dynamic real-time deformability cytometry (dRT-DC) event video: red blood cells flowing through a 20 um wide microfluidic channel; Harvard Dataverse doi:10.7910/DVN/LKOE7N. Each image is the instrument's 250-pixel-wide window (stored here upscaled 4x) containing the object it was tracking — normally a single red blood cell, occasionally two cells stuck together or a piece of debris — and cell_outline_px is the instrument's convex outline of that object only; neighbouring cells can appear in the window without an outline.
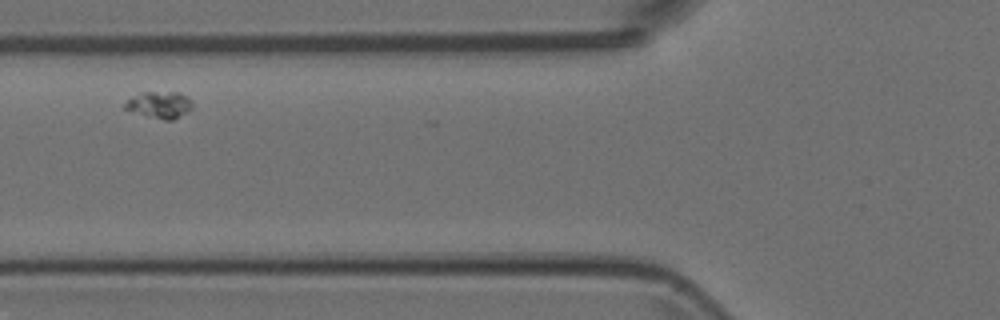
{"species": "Egyptian fruit bat (a non-hibernating species)", "species_latin": "Rousettus aegyptiacus", "temperature_condition": "room temperature", "stored_images_in_passage": 6, "camera_frame_rate_fps": 3000, "um_per_image_px": 0.085, "animal": {"sex": "female"}, "frame": {"image": 1, "passage_image": 2, "time_ms": 0.333, "image_size_px": [1000, 320], "cell_outline_px": [[192, 108], [188, 112], [172, 120], [164, 120], [144, 116], [120, 108], [128, 100], [140, 92], [180, 92], [192, 100]], "centroid_in_image_um": [13.54, 8.92], "position_along_channel_um": 112.3, "area_um2": 10.75}}
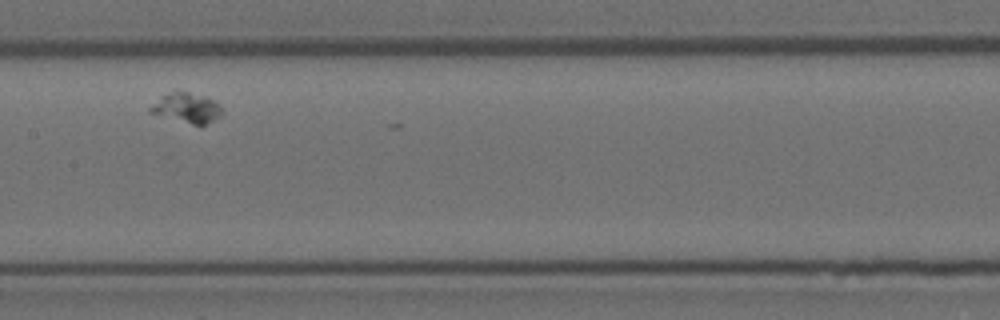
{"frame": {"image": 2, "passage_image": 4, "time_ms": 1.0, "image_size_px": [1000, 320], "cell_outline_px": [[224, 112], [220, 116], [204, 124], [192, 124], [148, 112], [148, 108], [160, 96], [172, 92], [188, 92], [208, 96], [216, 100], [224, 108]], "centroid_in_image_um": [15.92, 9.15], "position_along_channel_um": 191.5, "area_um2": 12.54}}
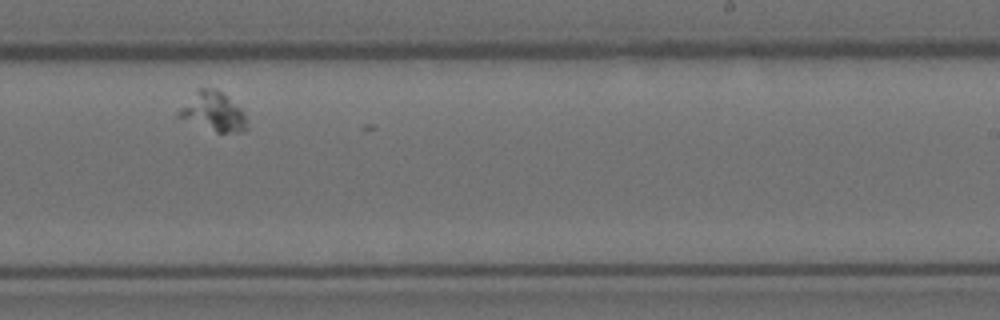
{"frame": {"image": 3, "passage_image": 6, "time_ms": 1.667, "image_size_px": [1000, 320], "cell_outline_px": [[248, 128], [244, 132], [216, 132], [176, 116], [176, 112], [200, 88], [216, 88], [240, 108], [244, 112], [248, 124]], "centroid_in_image_um": [18.16, 9.51], "position_along_channel_um": 270.8, "area_um2": 15.2}}